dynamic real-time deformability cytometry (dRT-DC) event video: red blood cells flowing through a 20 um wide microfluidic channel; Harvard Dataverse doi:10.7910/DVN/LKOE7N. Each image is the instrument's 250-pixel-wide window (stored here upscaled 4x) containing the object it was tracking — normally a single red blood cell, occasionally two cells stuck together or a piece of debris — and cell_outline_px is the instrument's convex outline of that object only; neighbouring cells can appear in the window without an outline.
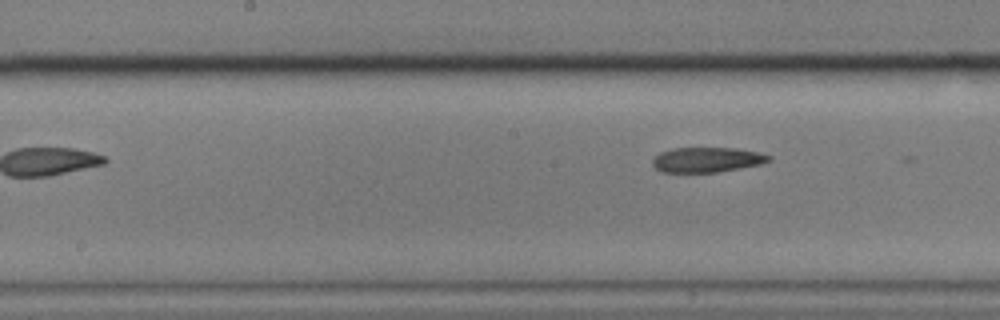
{"species": "common noctule bat (a hibernating species)", "species_latin": "Nyctalus noctula", "temperature_condition": "cold", "stored_images_in_passage": 7, "camera_frame_rate_fps": 3000, "um_per_image_px": 0.085, "animal": {"sex": "male", "body_mass_g": 17.9}, "frame": {"image": 1, "passage_image": 7, "time_ms": 2.0, "image_size_px": [1000, 320], "cell_outline_px": [[772, 160], [760, 164], [716, 172], [660, 172], [652, 164], [652, 160], [660, 152], [672, 148], [736, 148], [760, 152], [772, 156]], "centroid_in_image_um": [60.1, 13.57], "position_along_channel_um": 188.1, "area_um2": 16.94}}